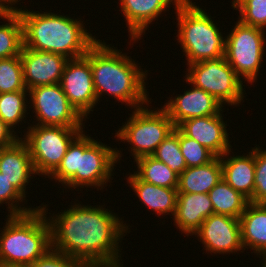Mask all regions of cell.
Listing matches in <instances>:
<instances>
[{
	"instance_id": "cell-33",
	"label": "cell",
	"mask_w": 266,
	"mask_h": 267,
	"mask_svg": "<svg viewBox=\"0 0 266 267\" xmlns=\"http://www.w3.org/2000/svg\"><path fill=\"white\" fill-rule=\"evenodd\" d=\"M250 203L266 204V150L255 146V180Z\"/></svg>"
},
{
	"instance_id": "cell-16",
	"label": "cell",
	"mask_w": 266,
	"mask_h": 267,
	"mask_svg": "<svg viewBox=\"0 0 266 267\" xmlns=\"http://www.w3.org/2000/svg\"><path fill=\"white\" fill-rule=\"evenodd\" d=\"M192 86L182 95L178 94L174 99H169L162 107L175 127L187 119L216 115L223 110L224 106L214 96Z\"/></svg>"
},
{
	"instance_id": "cell-38",
	"label": "cell",
	"mask_w": 266,
	"mask_h": 267,
	"mask_svg": "<svg viewBox=\"0 0 266 267\" xmlns=\"http://www.w3.org/2000/svg\"><path fill=\"white\" fill-rule=\"evenodd\" d=\"M0 267H18V266H0ZM21 267V266H20Z\"/></svg>"
},
{
	"instance_id": "cell-6",
	"label": "cell",
	"mask_w": 266,
	"mask_h": 267,
	"mask_svg": "<svg viewBox=\"0 0 266 267\" xmlns=\"http://www.w3.org/2000/svg\"><path fill=\"white\" fill-rule=\"evenodd\" d=\"M178 42L186 56L187 65L224 57L226 37L210 14L190 0H183L177 7Z\"/></svg>"
},
{
	"instance_id": "cell-5",
	"label": "cell",
	"mask_w": 266,
	"mask_h": 267,
	"mask_svg": "<svg viewBox=\"0 0 266 267\" xmlns=\"http://www.w3.org/2000/svg\"><path fill=\"white\" fill-rule=\"evenodd\" d=\"M25 215H7L0 230V266L29 267L51 248L46 205Z\"/></svg>"
},
{
	"instance_id": "cell-21",
	"label": "cell",
	"mask_w": 266,
	"mask_h": 267,
	"mask_svg": "<svg viewBox=\"0 0 266 267\" xmlns=\"http://www.w3.org/2000/svg\"><path fill=\"white\" fill-rule=\"evenodd\" d=\"M239 220L243 249L266 256V204L249 202Z\"/></svg>"
},
{
	"instance_id": "cell-18",
	"label": "cell",
	"mask_w": 266,
	"mask_h": 267,
	"mask_svg": "<svg viewBox=\"0 0 266 267\" xmlns=\"http://www.w3.org/2000/svg\"><path fill=\"white\" fill-rule=\"evenodd\" d=\"M0 172L25 198L26 186L33 174L37 175L29 149L23 139L4 147L0 153ZM32 174V175H31Z\"/></svg>"
},
{
	"instance_id": "cell-27",
	"label": "cell",
	"mask_w": 266,
	"mask_h": 267,
	"mask_svg": "<svg viewBox=\"0 0 266 267\" xmlns=\"http://www.w3.org/2000/svg\"><path fill=\"white\" fill-rule=\"evenodd\" d=\"M27 93L20 90L0 94V118L12 129L26 118Z\"/></svg>"
},
{
	"instance_id": "cell-23",
	"label": "cell",
	"mask_w": 266,
	"mask_h": 267,
	"mask_svg": "<svg viewBox=\"0 0 266 267\" xmlns=\"http://www.w3.org/2000/svg\"><path fill=\"white\" fill-rule=\"evenodd\" d=\"M223 179L220 157H215L208 164L187 167L178 179V193H208Z\"/></svg>"
},
{
	"instance_id": "cell-29",
	"label": "cell",
	"mask_w": 266,
	"mask_h": 267,
	"mask_svg": "<svg viewBox=\"0 0 266 267\" xmlns=\"http://www.w3.org/2000/svg\"><path fill=\"white\" fill-rule=\"evenodd\" d=\"M27 90L20 56L0 59V94Z\"/></svg>"
},
{
	"instance_id": "cell-12",
	"label": "cell",
	"mask_w": 266,
	"mask_h": 267,
	"mask_svg": "<svg viewBox=\"0 0 266 267\" xmlns=\"http://www.w3.org/2000/svg\"><path fill=\"white\" fill-rule=\"evenodd\" d=\"M59 84L68 101L84 118H88L98 103L90 61L85 56L69 59Z\"/></svg>"
},
{
	"instance_id": "cell-13",
	"label": "cell",
	"mask_w": 266,
	"mask_h": 267,
	"mask_svg": "<svg viewBox=\"0 0 266 267\" xmlns=\"http://www.w3.org/2000/svg\"><path fill=\"white\" fill-rule=\"evenodd\" d=\"M211 254L243 252L240 220L228 215L212 214L194 233Z\"/></svg>"
},
{
	"instance_id": "cell-32",
	"label": "cell",
	"mask_w": 266,
	"mask_h": 267,
	"mask_svg": "<svg viewBox=\"0 0 266 267\" xmlns=\"http://www.w3.org/2000/svg\"><path fill=\"white\" fill-rule=\"evenodd\" d=\"M25 197L11 185L10 181L0 172V205H8V215H25L33 212L36 208L21 207L19 203L24 202ZM20 201V202H19ZM14 203V204H13Z\"/></svg>"
},
{
	"instance_id": "cell-17",
	"label": "cell",
	"mask_w": 266,
	"mask_h": 267,
	"mask_svg": "<svg viewBox=\"0 0 266 267\" xmlns=\"http://www.w3.org/2000/svg\"><path fill=\"white\" fill-rule=\"evenodd\" d=\"M122 14L126 18L130 41L140 40L152 21L173 4L177 7L183 0H119ZM144 33V34H143Z\"/></svg>"
},
{
	"instance_id": "cell-19",
	"label": "cell",
	"mask_w": 266,
	"mask_h": 267,
	"mask_svg": "<svg viewBox=\"0 0 266 267\" xmlns=\"http://www.w3.org/2000/svg\"><path fill=\"white\" fill-rule=\"evenodd\" d=\"M214 214L208 193H178L174 225L186 236L194 235L202 222Z\"/></svg>"
},
{
	"instance_id": "cell-2",
	"label": "cell",
	"mask_w": 266,
	"mask_h": 267,
	"mask_svg": "<svg viewBox=\"0 0 266 267\" xmlns=\"http://www.w3.org/2000/svg\"><path fill=\"white\" fill-rule=\"evenodd\" d=\"M115 48L98 40L84 55L90 61L97 102L107 93L132 109L148 105L147 70Z\"/></svg>"
},
{
	"instance_id": "cell-37",
	"label": "cell",
	"mask_w": 266,
	"mask_h": 267,
	"mask_svg": "<svg viewBox=\"0 0 266 267\" xmlns=\"http://www.w3.org/2000/svg\"><path fill=\"white\" fill-rule=\"evenodd\" d=\"M263 261H265V262L262 263L263 264L262 267H266V256H263Z\"/></svg>"
},
{
	"instance_id": "cell-36",
	"label": "cell",
	"mask_w": 266,
	"mask_h": 267,
	"mask_svg": "<svg viewBox=\"0 0 266 267\" xmlns=\"http://www.w3.org/2000/svg\"><path fill=\"white\" fill-rule=\"evenodd\" d=\"M20 1V0H19ZM18 0H0V13H12V12H19L20 8L13 7L15 3L19 2ZM4 2V3H3ZM8 4V5H6Z\"/></svg>"
},
{
	"instance_id": "cell-24",
	"label": "cell",
	"mask_w": 266,
	"mask_h": 267,
	"mask_svg": "<svg viewBox=\"0 0 266 267\" xmlns=\"http://www.w3.org/2000/svg\"><path fill=\"white\" fill-rule=\"evenodd\" d=\"M214 214L228 215L239 219L244 213L249 200L240 192L233 189L223 179L209 192Z\"/></svg>"
},
{
	"instance_id": "cell-35",
	"label": "cell",
	"mask_w": 266,
	"mask_h": 267,
	"mask_svg": "<svg viewBox=\"0 0 266 267\" xmlns=\"http://www.w3.org/2000/svg\"><path fill=\"white\" fill-rule=\"evenodd\" d=\"M15 134L17 133H15L14 129L9 127L0 118V145H2L3 147H7L14 144L19 138H21Z\"/></svg>"
},
{
	"instance_id": "cell-1",
	"label": "cell",
	"mask_w": 266,
	"mask_h": 267,
	"mask_svg": "<svg viewBox=\"0 0 266 267\" xmlns=\"http://www.w3.org/2000/svg\"><path fill=\"white\" fill-rule=\"evenodd\" d=\"M74 204L51 220L47 217L51 248L88 267H123L119 242L129 226L100 205Z\"/></svg>"
},
{
	"instance_id": "cell-8",
	"label": "cell",
	"mask_w": 266,
	"mask_h": 267,
	"mask_svg": "<svg viewBox=\"0 0 266 267\" xmlns=\"http://www.w3.org/2000/svg\"><path fill=\"white\" fill-rule=\"evenodd\" d=\"M84 128L32 125L23 141L26 143L37 175L49 176L58 168L72 141Z\"/></svg>"
},
{
	"instance_id": "cell-30",
	"label": "cell",
	"mask_w": 266,
	"mask_h": 267,
	"mask_svg": "<svg viewBox=\"0 0 266 267\" xmlns=\"http://www.w3.org/2000/svg\"><path fill=\"white\" fill-rule=\"evenodd\" d=\"M231 6L239 10L242 24L266 28V0H233Z\"/></svg>"
},
{
	"instance_id": "cell-20",
	"label": "cell",
	"mask_w": 266,
	"mask_h": 267,
	"mask_svg": "<svg viewBox=\"0 0 266 267\" xmlns=\"http://www.w3.org/2000/svg\"><path fill=\"white\" fill-rule=\"evenodd\" d=\"M230 151L220 157L223 180L250 200L253 196L255 180V147L246 156L228 157Z\"/></svg>"
},
{
	"instance_id": "cell-26",
	"label": "cell",
	"mask_w": 266,
	"mask_h": 267,
	"mask_svg": "<svg viewBox=\"0 0 266 267\" xmlns=\"http://www.w3.org/2000/svg\"><path fill=\"white\" fill-rule=\"evenodd\" d=\"M137 171L134 173L142 180L160 187L177 188L179 176L165 163L153 156L135 160Z\"/></svg>"
},
{
	"instance_id": "cell-9",
	"label": "cell",
	"mask_w": 266,
	"mask_h": 267,
	"mask_svg": "<svg viewBox=\"0 0 266 267\" xmlns=\"http://www.w3.org/2000/svg\"><path fill=\"white\" fill-rule=\"evenodd\" d=\"M186 72V83L203 89L222 105H239L245 97V85L225 57L189 64Z\"/></svg>"
},
{
	"instance_id": "cell-25",
	"label": "cell",
	"mask_w": 266,
	"mask_h": 267,
	"mask_svg": "<svg viewBox=\"0 0 266 267\" xmlns=\"http://www.w3.org/2000/svg\"><path fill=\"white\" fill-rule=\"evenodd\" d=\"M8 23L0 25V59L20 56L24 47L23 25L17 12L0 13Z\"/></svg>"
},
{
	"instance_id": "cell-11",
	"label": "cell",
	"mask_w": 266,
	"mask_h": 267,
	"mask_svg": "<svg viewBox=\"0 0 266 267\" xmlns=\"http://www.w3.org/2000/svg\"><path fill=\"white\" fill-rule=\"evenodd\" d=\"M38 123L35 125L83 128L84 117L68 101L60 84L42 85L28 90ZM33 104V105H32ZM83 126V127H82Z\"/></svg>"
},
{
	"instance_id": "cell-22",
	"label": "cell",
	"mask_w": 266,
	"mask_h": 267,
	"mask_svg": "<svg viewBox=\"0 0 266 267\" xmlns=\"http://www.w3.org/2000/svg\"><path fill=\"white\" fill-rule=\"evenodd\" d=\"M127 182L132 190L137 194L141 201L149 209L158 215L174 216L177 205V188L160 187L142 181L135 173L127 177Z\"/></svg>"
},
{
	"instance_id": "cell-34",
	"label": "cell",
	"mask_w": 266,
	"mask_h": 267,
	"mask_svg": "<svg viewBox=\"0 0 266 267\" xmlns=\"http://www.w3.org/2000/svg\"><path fill=\"white\" fill-rule=\"evenodd\" d=\"M29 267H88L84 262L69 257L53 249L37 259Z\"/></svg>"
},
{
	"instance_id": "cell-4",
	"label": "cell",
	"mask_w": 266,
	"mask_h": 267,
	"mask_svg": "<svg viewBox=\"0 0 266 267\" xmlns=\"http://www.w3.org/2000/svg\"><path fill=\"white\" fill-rule=\"evenodd\" d=\"M82 131L69 145L58 168L49 176L69 188L101 187L110 181L121 151L85 135Z\"/></svg>"
},
{
	"instance_id": "cell-3",
	"label": "cell",
	"mask_w": 266,
	"mask_h": 267,
	"mask_svg": "<svg viewBox=\"0 0 266 267\" xmlns=\"http://www.w3.org/2000/svg\"><path fill=\"white\" fill-rule=\"evenodd\" d=\"M18 14L23 25L24 47L29 49L76 59L83 57L99 40L87 32L79 19L22 8Z\"/></svg>"
},
{
	"instance_id": "cell-14",
	"label": "cell",
	"mask_w": 266,
	"mask_h": 267,
	"mask_svg": "<svg viewBox=\"0 0 266 267\" xmlns=\"http://www.w3.org/2000/svg\"><path fill=\"white\" fill-rule=\"evenodd\" d=\"M23 80L27 90L59 84L69 59L63 55L23 47L20 54Z\"/></svg>"
},
{
	"instance_id": "cell-28",
	"label": "cell",
	"mask_w": 266,
	"mask_h": 267,
	"mask_svg": "<svg viewBox=\"0 0 266 267\" xmlns=\"http://www.w3.org/2000/svg\"><path fill=\"white\" fill-rule=\"evenodd\" d=\"M152 156L165 163L178 176L187 168L179 146V129L177 127L157 147Z\"/></svg>"
},
{
	"instance_id": "cell-10",
	"label": "cell",
	"mask_w": 266,
	"mask_h": 267,
	"mask_svg": "<svg viewBox=\"0 0 266 267\" xmlns=\"http://www.w3.org/2000/svg\"><path fill=\"white\" fill-rule=\"evenodd\" d=\"M226 37L224 57L237 76L254 83L263 62L266 29L247 26L239 20Z\"/></svg>"
},
{
	"instance_id": "cell-15",
	"label": "cell",
	"mask_w": 266,
	"mask_h": 267,
	"mask_svg": "<svg viewBox=\"0 0 266 267\" xmlns=\"http://www.w3.org/2000/svg\"><path fill=\"white\" fill-rule=\"evenodd\" d=\"M222 112L216 115L194 117L181 122L177 128L187 137L196 140L216 157L223 156L232 146ZM231 147V148H230Z\"/></svg>"
},
{
	"instance_id": "cell-7",
	"label": "cell",
	"mask_w": 266,
	"mask_h": 267,
	"mask_svg": "<svg viewBox=\"0 0 266 267\" xmlns=\"http://www.w3.org/2000/svg\"><path fill=\"white\" fill-rule=\"evenodd\" d=\"M126 122L119 128L115 138L129 142L134 160L152 156L175 128L163 108L157 110H148L145 106L136 108Z\"/></svg>"
},
{
	"instance_id": "cell-39",
	"label": "cell",
	"mask_w": 266,
	"mask_h": 267,
	"mask_svg": "<svg viewBox=\"0 0 266 267\" xmlns=\"http://www.w3.org/2000/svg\"><path fill=\"white\" fill-rule=\"evenodd\" d=\"M3 148H4V147H3L2 145H0V153H1V151H2Z\"/></svg>"
},
{
	"instance_id": "cell-31",
	"label": "cell",
	"mask_w": 266,
	"mask_h": 267,
	"mask_svg": "<svg viewBox=\"0 0 266 267\" xmlns=\"http://www.w3.org/2000/svg\"><path fill=\"white\" fill-rule=\"evenodd\" d=\"M179 146L187 167H197L208 164L216 156L196 140L185 136L179 130Z\"/></svg>"
}]
</instances>
